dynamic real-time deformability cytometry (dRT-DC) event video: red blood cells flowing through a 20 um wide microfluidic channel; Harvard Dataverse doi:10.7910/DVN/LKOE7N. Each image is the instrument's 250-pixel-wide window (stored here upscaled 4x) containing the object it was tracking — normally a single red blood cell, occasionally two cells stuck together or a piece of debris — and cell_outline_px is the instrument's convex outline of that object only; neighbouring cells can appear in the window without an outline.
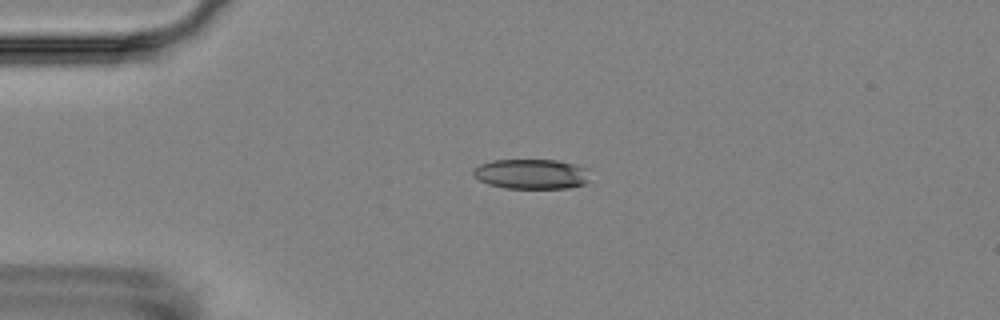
{"species": "Egyptian fruit bat (a non-hibernating species)", "species_latin": "Rousettus aegyptiacus", "temperature_condition": "room temperature", "stored_images_in_passage": 5, "camera_frame_rate_fps": 3000, "um_per_image_px": 0.085, "animal": {"sex": "female"}, "frame": {"image": 1, "passage_image": 3, "time_ms": 2.333, "image_size_px": [1000, 320], "cell_outline_px": [[588, 180], [584, 184], [568, 188], [504, 188], [488, 184], [472, 176], [472, 168], [480, 164], [492, 160], [556, 160], [588, 168]], "centroid_in_image_um": [45.12, 14.79], "position_along_channel_um": 39.9, "area_um2": 20.46}}